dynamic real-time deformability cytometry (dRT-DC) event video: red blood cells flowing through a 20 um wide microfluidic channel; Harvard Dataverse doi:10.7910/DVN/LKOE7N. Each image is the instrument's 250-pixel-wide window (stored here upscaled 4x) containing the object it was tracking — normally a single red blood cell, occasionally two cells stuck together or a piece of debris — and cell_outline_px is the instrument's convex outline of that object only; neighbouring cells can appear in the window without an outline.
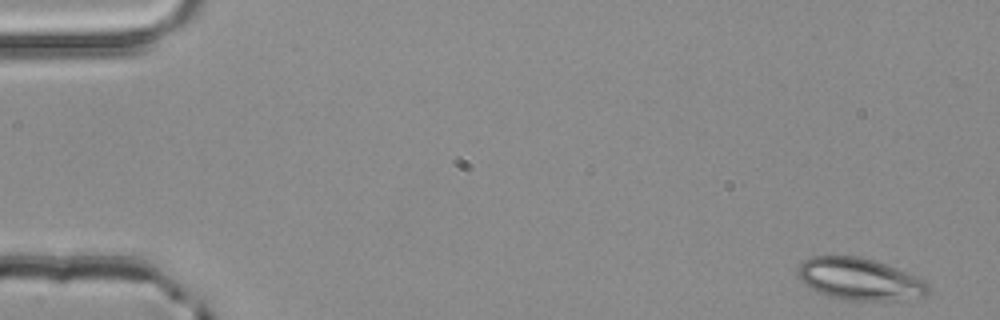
{"species": "common noctule bat (a hibernating species)", "species_latin": "Nyctalus noctula", "temperature_condition": "room temperature", "stored_images_in_passage": 3, "camera_frame_rate_fps": 3000, "um_per_image_px": 0.085, "animal": {"sex": "male", "body_mass_g": 20.4}, "frame": {"image": 1, "passage_image": 1, "time_ms": 0.0, "image_size_px": [1000, 320], "cell_outline_px": [[928, 296], [896, 300], [848, 300], [828, 296], [804, 284], [796, 276], [796, 268], [804, 260], [812, 256], [860, 256], [896, 268], [916, 276], [924, 280], [928, 284]], "centroid_in_image_um": [73.04, 23.72], "position_along_channel_um": 12.0, "area_um2": 31.85}}